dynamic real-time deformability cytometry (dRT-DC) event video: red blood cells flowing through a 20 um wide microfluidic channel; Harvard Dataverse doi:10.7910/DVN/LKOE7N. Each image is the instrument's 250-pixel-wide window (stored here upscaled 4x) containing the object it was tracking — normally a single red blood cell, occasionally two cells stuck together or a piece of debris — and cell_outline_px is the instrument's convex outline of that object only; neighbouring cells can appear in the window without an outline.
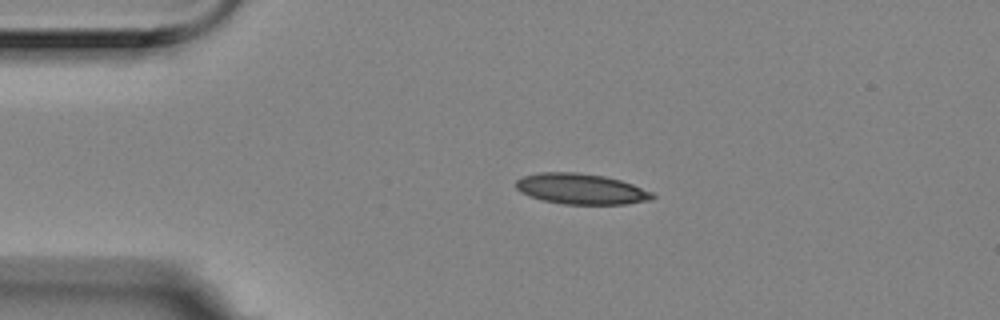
{"species": "Egyptian fruit bat (a non-hibernating species)", "species_latin": "Rousettus aegyptiacus", "temperature_condition": "room temperature", "stored_images_in_passage": 12, "camera_frame_rate_fps": 3000, "um_per_image_px": 0.085, "animal": {"sex": "female"}, "frame": {"image": 1, "passage_image": 2, "time_ms": 0.333, "image_size_px": [1000, 320], "cell_outline_px": [[656, 196], [652, 200], [624, 204], [564, 204], [540, 200], [528, 196], [520, 192], [516, 188], [516, 180], [524, 176], [540, 172], [576, 172], [604, 176], [620, 180], [632, 184], [652, 192]], "centroid_in_image_um": [49.37, 16.06], "position_along_channel_um": 35.6, "area_um2": 24.45}}
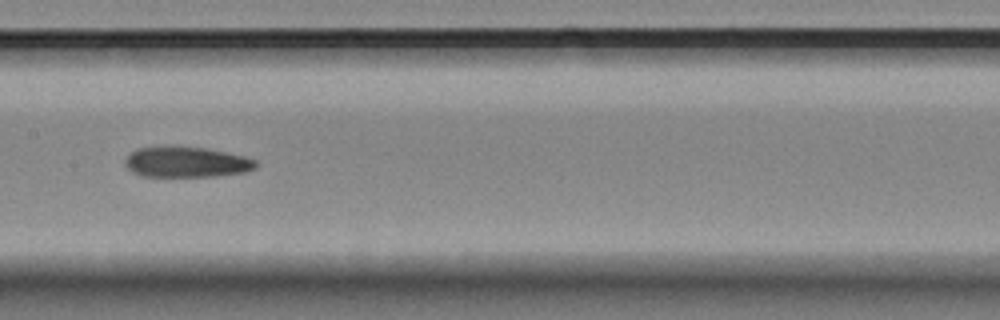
{"frame": {"image": 2, "passage_image": 6, "time_ms": 1.667, "image_size_px": [1000, 320], "cell_outline_px": [[256, 168], [244, 172], [216, 176], [140, 176], [132, 172], [124, 164], [124, 160], [136, 148], [208, 148], [244, 156], [256, 160]], "centroid_in_image_um": [15.86, 13.8], "position_along_channel_um": 191.5, "area_um2": 22.77}}
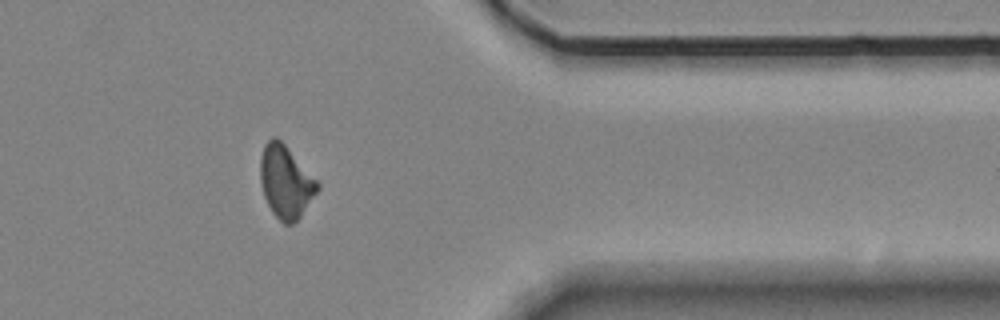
{"frame": {"image": 3, "passage_image": 11, "time_ms": 3.333, "image_size_px": [1000, 320], "cell_outline_px": [[320, 188], [300, 216], [292, 224], [284, 224], [272, 212], [264, 196], [260, 180], [260, 156], [264, 144], [272, 136], [276, 136], [284, 144], [320, 184]], "centroid_in_image_um": [24.26, 15.44], "position_along_channel_um": 387.1, "area_um2": 23.87}}